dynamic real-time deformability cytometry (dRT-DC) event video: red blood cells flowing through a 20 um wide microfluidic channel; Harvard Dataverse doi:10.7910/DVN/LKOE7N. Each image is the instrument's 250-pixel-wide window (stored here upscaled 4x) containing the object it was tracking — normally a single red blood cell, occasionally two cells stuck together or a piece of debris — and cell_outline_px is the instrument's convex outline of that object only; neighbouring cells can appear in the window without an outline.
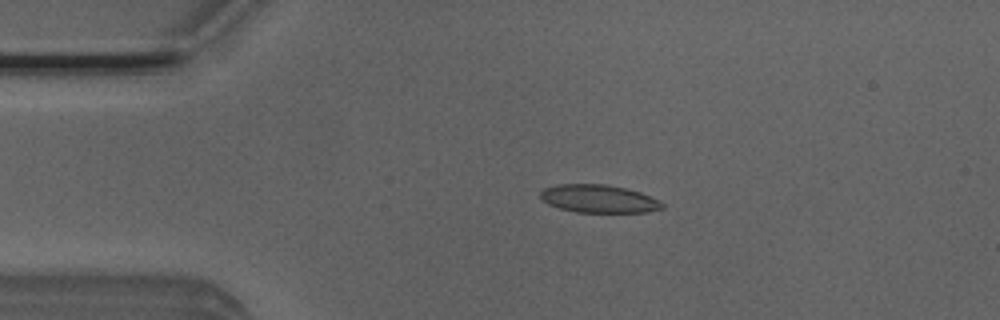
{"species": "Egyptian fruit bat (a non-hibernating species)", "species_latin": "Rousettus aegyptiacus", "temperature_condition": "room temperature", "stored_images_in_passage": 4, "camera_frame_rate_fps": 3000, "um_per_image_px": 0.085, "animal": {"sex": "male"}, "frame": {"image": 1, "passage_image": 3, "time_ms": 0.667, "image_size_px": [1000, 320], "cell_outline_px": [[664, 208], [648, 212], [576, 212], [560, 208], [548, 204], [540, 196], [540, 192], [544, 188], [560, 184], [604, 184], [628, 188], [640, 192], [660, 200], [664, 204]], "centroid_in_image_um": [50.93, 16.89], "position_along_channel_um": 34.1, "area_um2": 19.88}}